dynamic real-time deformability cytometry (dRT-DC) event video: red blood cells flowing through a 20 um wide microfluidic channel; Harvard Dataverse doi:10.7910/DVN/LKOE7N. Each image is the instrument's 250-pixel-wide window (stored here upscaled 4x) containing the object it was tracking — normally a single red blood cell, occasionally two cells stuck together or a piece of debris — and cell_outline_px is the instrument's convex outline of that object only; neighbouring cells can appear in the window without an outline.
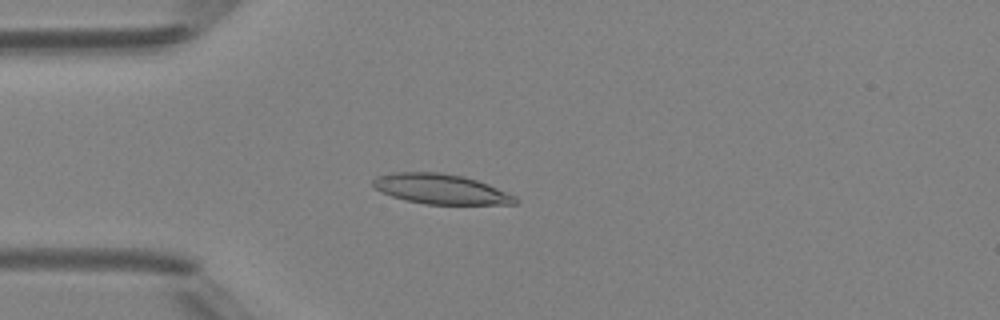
{"species": "Egyptian fruit bat (a non-hibernating species)", "species_latin": "Rousettus aegyptiacus", "temperature_condition": "room temperature", "stored_images_in_passage": 32, "camera_frame_rate_fps": 3000, "um_per_image_px": 0.085, "animal": {"sex": "female"}, "frame": {"image": 1, "passage_image": 5, "time_ms": 1.333, "image_size_px": [1000, 320], "cell_outline_px": [[520, 200], [516, 204], [424, 204], [404, 200], [380, 192], [372, 184], [372, 180], [376, 176], [392, 172], [440, 172], [464, 176], [488, 184], [516, 196]], "centroid_in_image_um": [37.45, 16.06], "position_along_channel_um": 47.5, "area_um2": 25.03}}
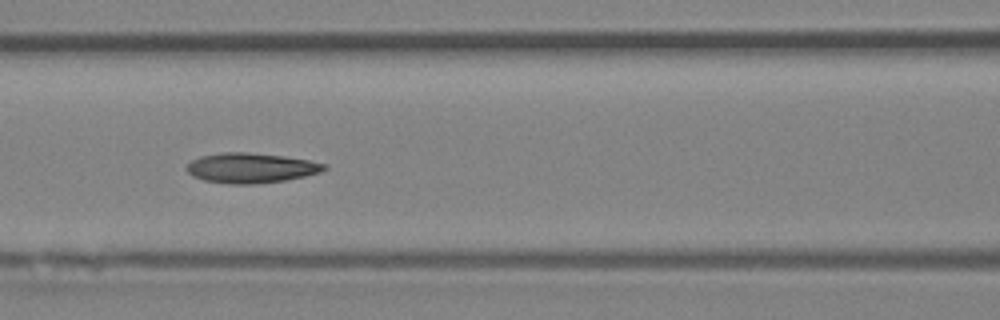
{"frame": {"image": 2, "passage_image": 13, "time_ms": 4.0, "image_size_px": [1000, 320], "cell_outline_px": [[328, 168], [320, 172], [304, 176], [284, 180], [252, 184], [228, 184], [204, 180], [192, 176], [184, 168], [192, 160], [200, 156], [220, 152], [248, 152], [284, 156], [308, 160], [328, 164]], "centroid_in_image_um": [21.31, 14.27], "position_along_channel_um": 145.3, "area_um2": 24.1}}
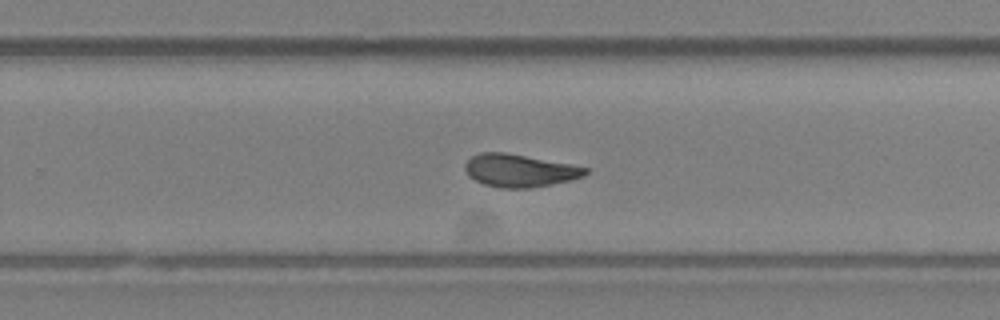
{"frame": {"image": 3, "passage_image": 23, "time_ms": 7.333, "image_size_px": [1000, 320], "cell_outline_px": [[588, 172], [584, 176], [568, 180], [532, 188], [500, 188], [484, 184], [468, 176], [464, 168], [464, 164], [472, 156], [480, 152], [508, 152], [572, 164], [588, 168]], "centroid_in_image_um": [44.14, 14.48], "position_along_channel_um": 285.7, "area_um2": 23.06}, "authors_computed_cell_mechanics": {"area_um2": 23.3223, "velocity_mm_per_s": 4.2334, "shape_relaxation_time_tau1_ms": 9.4715, "shape_relaxation_time_tau2_ms": 2.3683, "deformation_change_tau1": 0.233, "deformation_change_tau2": 0.0869}}